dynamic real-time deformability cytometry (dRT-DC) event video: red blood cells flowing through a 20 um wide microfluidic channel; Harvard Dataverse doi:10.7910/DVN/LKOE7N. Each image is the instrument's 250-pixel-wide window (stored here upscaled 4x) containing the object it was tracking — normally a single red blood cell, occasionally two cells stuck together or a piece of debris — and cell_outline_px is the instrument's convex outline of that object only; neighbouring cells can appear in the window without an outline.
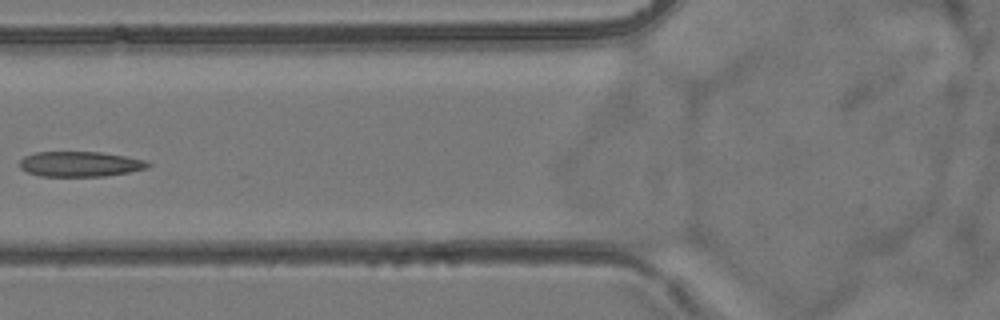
{"species": "common noctule bat (a hibernating species)", "species_latin": "Nyctalus noctula", "temperature_condition": "room temperature", "stored_images_in_passage": 7, "camera_frame_rate_fps": 3000, "um_per_image_px": 0.085, "animal": {"sex": "female", "body_mass_g": 24.6, "forearm_length_mm": 56.2}, "frame": {"image": 1, "passage_image": 6, "time_ms": 6.667, "image_size_px": [1000, 320], "cell_outline_px": [[152, 164], [148, 168], [128, 172], [104, 176], [40, 176], [28, 172], [20, 168], [20, 160], [24, 156], [36, 152], [100, 152], [124, 156], [144, 160]], "centroid_in_image_um": [6.8, 13.94], "position_along_channel_um": 119.0, "area_um2": 18.73}}
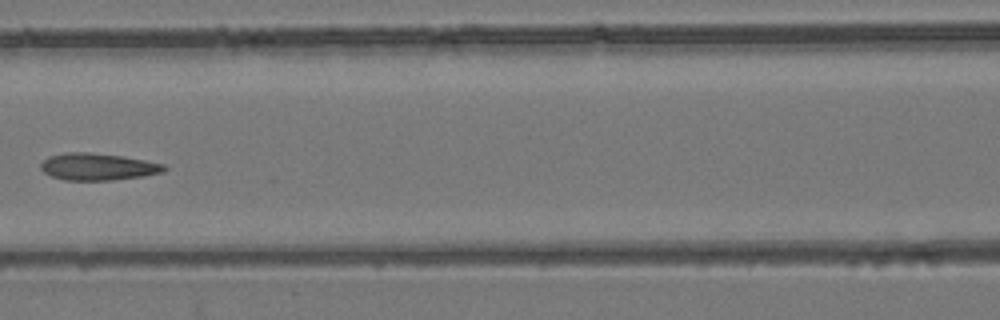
{"frame": {"image": 2, "passage_image": 7, "time_ms": 7.667, "image_size_px": [1000, 320], "cell_outline_px": [[168, 168], [164, 172], [144, 176], [112, 180], [64, 180], [52, 176], [44, 172], [40, 168], [40, 164], [48, 156], [64, 152], [88, 152], [124, 156], [164, 164]], "centroid_in_image_um": [8.32, 14.17], "position_along_channel_um": 158.3, "area_um2": 19.54}}